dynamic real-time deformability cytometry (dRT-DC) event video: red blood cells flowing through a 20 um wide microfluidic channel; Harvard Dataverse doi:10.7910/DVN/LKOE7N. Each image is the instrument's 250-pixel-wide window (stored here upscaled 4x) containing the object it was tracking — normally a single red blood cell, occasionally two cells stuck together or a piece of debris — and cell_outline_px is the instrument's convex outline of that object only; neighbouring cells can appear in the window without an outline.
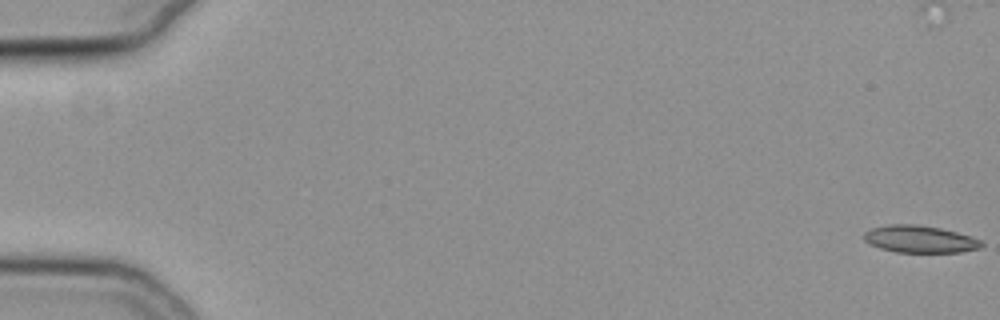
{"species": "common noctule bat (a hibernating species)", "species_latin": "Nyctalus noctula", "temperature_condition": "cold", "stored_images_in_passage": 17, "camera_frame_rate_fps": 3000, "um_per_image_px": 0.085, "animal": {"sex": "female", "body_mass_g": 19.3, "forearm_length_mm": 54.1}, "frame": {"image": 1, "passage_image": 1, "time_ms": 0.0, "image_size_px": [1000, 320], "cell_outline_px": [[984, 244], [980, 248], [960, 252], [896, 252], [880, 248], [868, 244], [864, 240], [864, 232], [872, 228], [888, 224], [916, 224], [940, 228], [972, 236], [980, 240]], "centroid_in_image_um": [78.17, 20.32], "position_along_channel_um": 6.8, "area_um2": 18.67}}